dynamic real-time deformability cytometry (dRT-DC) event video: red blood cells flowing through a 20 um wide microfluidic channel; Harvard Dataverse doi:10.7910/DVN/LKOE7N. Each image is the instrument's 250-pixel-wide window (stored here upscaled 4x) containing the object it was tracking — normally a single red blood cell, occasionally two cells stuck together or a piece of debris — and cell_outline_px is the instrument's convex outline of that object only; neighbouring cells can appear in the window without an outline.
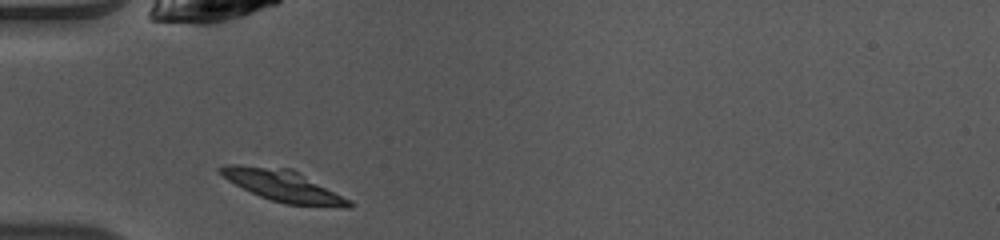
{"species": "common noctule bat (a hibernating species)", "species_latin": "Nyctalus noctula", "temperature_condition": "warm", "stored_images_in_passage": 8, "camera_frame_rate_fps": 3000, "um_per_image_px": 0.085, "animal": {"sex": "female", "body_mass_g": 10.0, "forearm_length_mm": 53.1}, "frame": {"image": 1, "passage_image": 1, "time_ms": 0.0, "image_size_px": [1000, 240], "cell_outline_px": [[352, 208], [348, 208], [284, 204], [260, 196], [228, 180], [216, 168], [228, 164], [236, 164], [292, 168], [300, 172], [352, 200]], "centroid_in_image_um": [24.14, 15.79], "position_along_channel_um": 60.9, "area_um2": 23.76}}
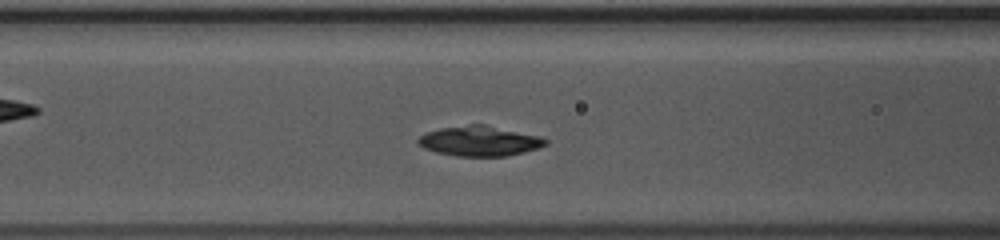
{"frame": {"image": 2, "passage_image": 6, "time_ms": 1.667, "image_size_px": [1000, 240], "cell_outline_px": [[548, 144], [524, 152], [504, 156], [456, 156], [436, 152], [424, 148], [416, 140], [420, 136], [428, 132], [440, 128], [468, 124], [484, 124], [540, 136], [548, 140]], "centroid_in_image_um": [40.77, 11.98], "position_along_channel_um": 125.8, "area_um2": 22.2}}